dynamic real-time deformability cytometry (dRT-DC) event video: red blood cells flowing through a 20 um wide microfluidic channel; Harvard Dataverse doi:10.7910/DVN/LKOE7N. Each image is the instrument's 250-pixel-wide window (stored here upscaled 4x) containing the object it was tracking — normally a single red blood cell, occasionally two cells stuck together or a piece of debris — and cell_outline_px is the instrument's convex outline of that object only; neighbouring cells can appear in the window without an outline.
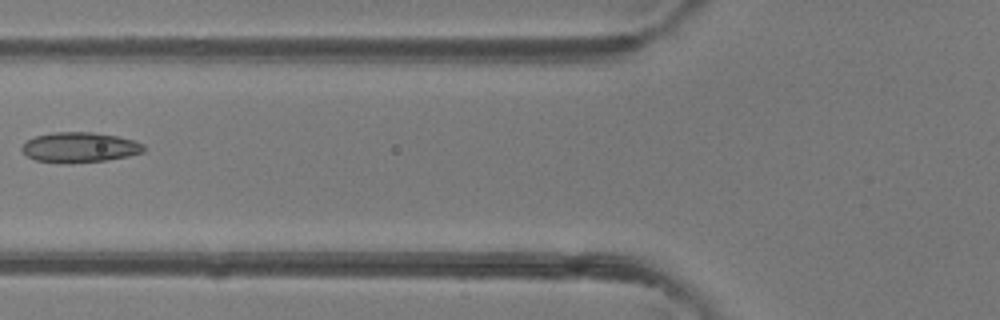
{"species": "common noctule bat (a hibernating species)", "species_latin": "Nyctalus noctula", "temperature_condition": "room temperature", "stored_images_in_passage": 5, "camera_frame_rate_fps": 3000, "um_per_image_px": 0.085, "animal": {"sex": "female"}, "frame": {"image": 1, "passage_image": 5, "time_ms": 1.333, "image_size_px": [1000, 320], "cell_outline_px": [[144, 152], [128, 156], [108, 160], [68, 164], [64, 164], [36, 160], [28, 156], [20, 148], [28, 140], [36, 136], [52, 132], [92, 132], [116, 136], [132, 140], [144, 144]], "centroid_in_image_um": [6.77, 12.54], "position_along_channel_um": 119.0, "area_um2": 21.44}}